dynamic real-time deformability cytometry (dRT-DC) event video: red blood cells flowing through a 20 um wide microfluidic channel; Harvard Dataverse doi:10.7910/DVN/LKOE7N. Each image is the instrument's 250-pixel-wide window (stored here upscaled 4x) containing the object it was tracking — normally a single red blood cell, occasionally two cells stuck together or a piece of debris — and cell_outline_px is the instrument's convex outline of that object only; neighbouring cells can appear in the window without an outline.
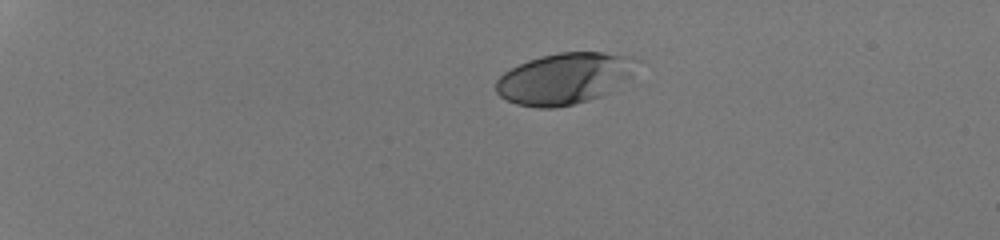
{"species": "human", "species_latin": "Homo sapiens", "temperature_condition": "room temperature", "stored_images_in_passage": 41, "camera_frame_rate_fps": 3000, "um_per_image_px": 0.085, "donor": {"sex": "male"}, "frame": {"image": 1, "passage_image": 1, "time_ms": 0.0, "image_size_px": [1000, 240], "cell_outline_px": [[632, 76], [600, 96], [588, 100], [556, 108], [536, 108], [516, 104], [500, 96], [496, 92], [496, 80], [504, 72], [528, 60], [540, 56], [560, 52], [604, 52], [632, 56]], "centroid_in_image_um": [47.91, 6.68], "position_along_channel_um": 37.1, "area_um2": 41.5}}
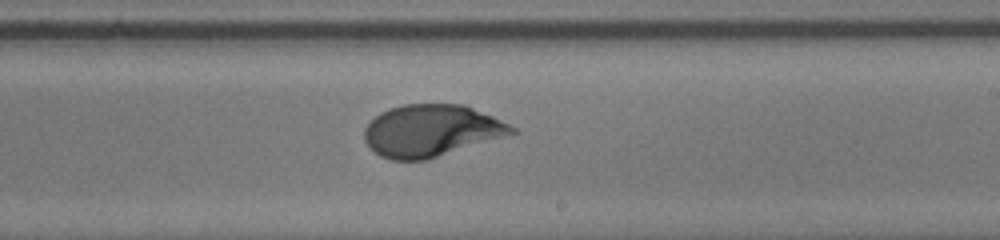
{"frame": {"image": 2, "passage_image": 24, "time_ms": 7.667, "image_size_px": [1000, 240], "cell_outline_px": [[520, 132], [428, 160], [392, 160], [380, 156], [372, 152], [364, 140], [364, 128], [380, 112], [388, 108], [404, 104], [464, 104], [492, 116], [516, 128]], "centroid_in_image_um": [36.65, 11.12], "position_along_channel_um": 252.4, "area_um2": 44.97}}
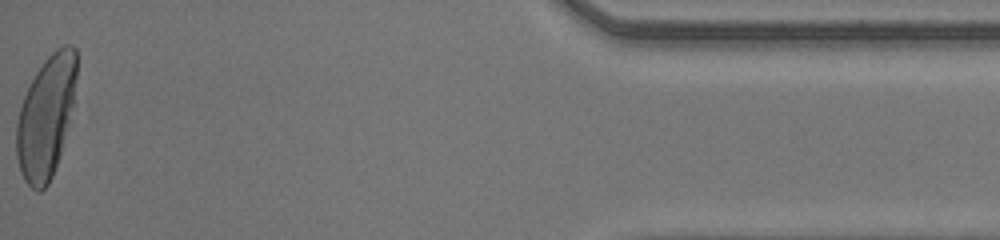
{"frame": {"image": 3, "passage_image": 41, "time_ms": 13.333, "image_size_px": [1000, 240], "cell_outline_px": [[76, 76], [72, 104], [60, 156], [52, 176], [48, 184], [40, 192], [36, 192], [24, 180], [20, 172], [16, 156], [16, 124], [20, 108], [24, 96], [36, 72], [44, 60], [56, 48], [64, 44], [72, 44], [76, 48]], "centroid_in_image_um": [3.89, 9.94], "position_along_channel_um": 431.3, "area_um2": 42.43}, "authors_computed_cell_mechanics": {"area_um2": 43.4656, "velocity_mm_per_s": 4.2222, "shape_relaxation_time_tau1_ms": 5.9559, "shape_relaxation_time_tau2_ms": null, "deformation_change_tau1": 0.2598, "deformation_change_tau2": null}}